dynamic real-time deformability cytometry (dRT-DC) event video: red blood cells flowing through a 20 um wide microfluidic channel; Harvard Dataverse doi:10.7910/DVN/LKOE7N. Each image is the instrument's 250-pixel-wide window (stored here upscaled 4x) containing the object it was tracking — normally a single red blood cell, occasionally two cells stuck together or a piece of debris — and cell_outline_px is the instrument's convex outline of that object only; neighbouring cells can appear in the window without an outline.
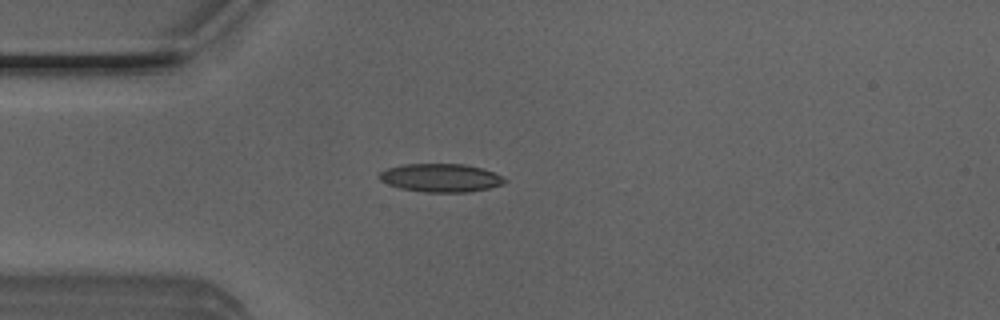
{"species": "Egyptian fruit bat (a non-hibernating species)", "species_latin": "Rousettus aegyptiacus", "temperature_condition": "room temperature", "stored_images_in_passage": 24, "camera_frame_rate_fps": 3000, "um_per_image_px": 0.085, "animal": {"sex": "male"}, "frame": {"image": 1, "passage_image": 10, "time_ms": 3.0, "image_size_px": [1000, 320], "cell_outline_px": [[508, 180], [504, 184], [488, 188], [468, 192], [424, 192], [400, 188], [388, 184], [380, 180], [376, 176], [380, 172], [388, 168], [404, 164], [464, 164], [480, 168], [492, 172]], "centroid_in_image_um": [37.43, 15.12], "position_along_channel_um": 47.6, "area_um2": 20.58}}
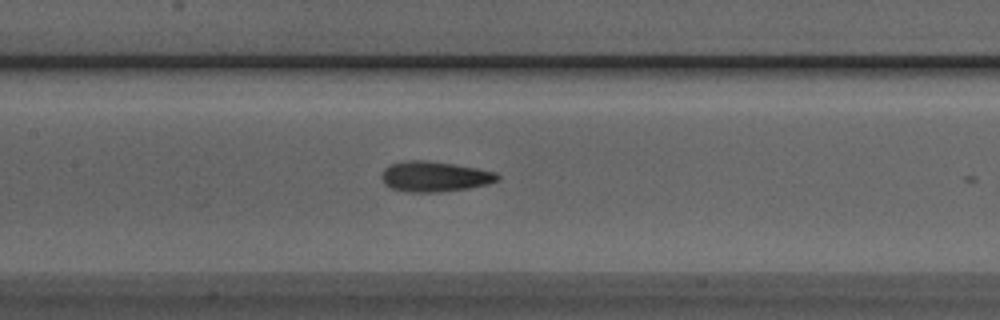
{"frame": {"image": 2, "passage_image": 20, "time_ms": 6.333, "image_size_px": [1000, 320], "cell_outline_px": [[500, 180], [488, 184], [468, 188], [440, 192], [408, 192], [392, 188], [384, 184], [380, 176], [384, 168], [388, 164], [404, 160], [428, 160], [476, 168], [496, 172], [500, 176]], "centroid_in_image_um": [36.91, 15.0], "position_along_channel_um": 170.5, "area_um2": 20.69}}
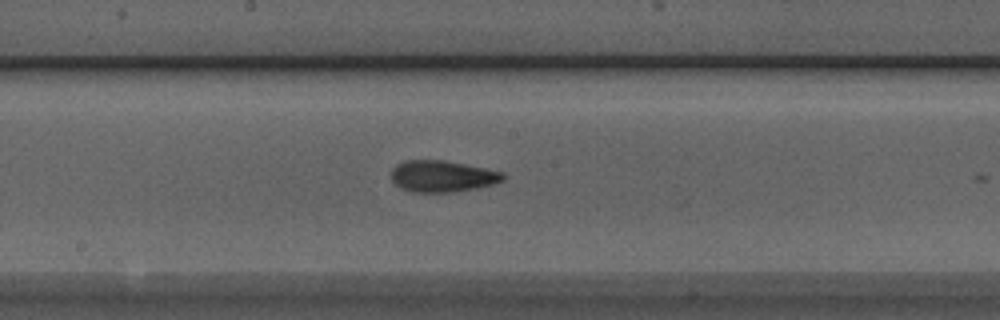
{"frame": {"image": 3, "passage_image": 23, "time_ms": 7.333, "image_size_px": [1000, 320], "cell_outline_px": [[508, 176], [504, 180], [496, 184], [476, 188], [452, 192], [412, 192], [400, 188], [392, 180], [392, 168], [396, 164], [404, 160], [444, 160], [504, 172]], "centroid_in_image_um": [37.62, 14.98], "position_along_channel_um": 210.6, "area_um2": 20.69}}